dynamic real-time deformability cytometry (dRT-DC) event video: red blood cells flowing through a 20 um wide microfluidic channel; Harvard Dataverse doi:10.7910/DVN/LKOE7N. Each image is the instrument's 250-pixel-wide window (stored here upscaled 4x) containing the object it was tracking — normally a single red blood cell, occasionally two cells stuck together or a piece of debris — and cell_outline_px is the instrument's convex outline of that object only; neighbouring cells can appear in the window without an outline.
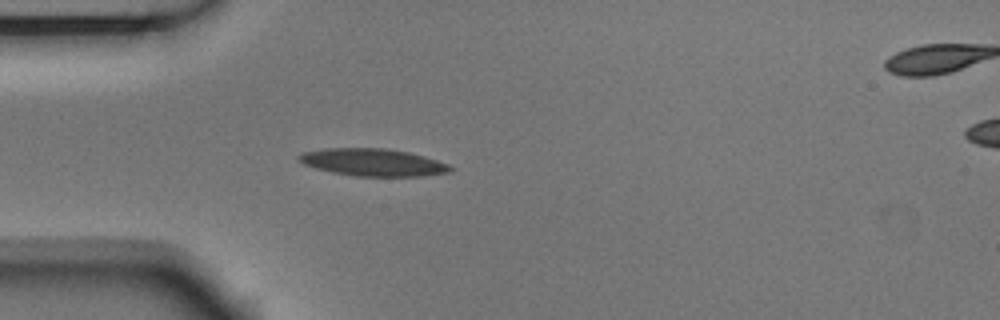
{"species": "Egyptian fruit bat (a non-hibernating species)", "species_latin": "Rousettus aegyptiacus", "temperature_condition": "room temperature", "stored_images_in_passage": 4, "segment_of_instrument_passage": [1, 2], "camera_frame_rate_fps": 3000, "um_per_image_px": 0.085, "animal": {"sex": "male"}, "frame": {"image": 1, "passage_image": 3, "time_ms": 0.667, "image_size_px": [1000, 320], "cell_outline_px": [[456, 168], [452, 172], [424, 176], [356, 176], [332, 172], [316, 168], [304, 164], [296, 156], [300, 152], [324, 148], [384, 148], [408, 152], [424, 156], [448, 164]], "centroid_in_image_um": [31.72, 13.8], "position_along_channel_um": 53.3, "area_um2": 24.28}}